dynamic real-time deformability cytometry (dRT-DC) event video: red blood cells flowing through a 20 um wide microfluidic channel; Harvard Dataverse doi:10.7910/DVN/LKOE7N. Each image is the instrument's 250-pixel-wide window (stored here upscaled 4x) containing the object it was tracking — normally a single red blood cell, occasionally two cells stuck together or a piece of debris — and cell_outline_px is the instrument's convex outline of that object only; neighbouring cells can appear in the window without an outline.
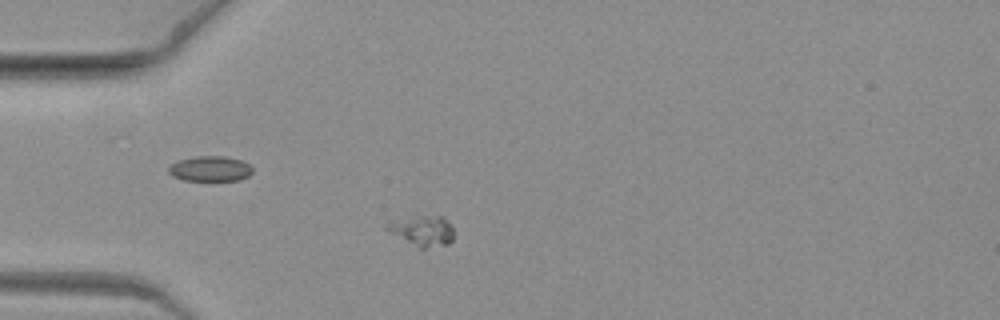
{"species": "common noctule bat (a hibernating species)", "species_latin": "Nyctalus noctula", "temperature_condition": "warm", "stored_images_in_passage": 4, "camera_frame_rate_fps": 3000, "um_per_image_px": 0.085, "animal": {"sex": "female", "body_mass_g": 19.3, "forearm_length_mm": 54.1}, "frame": {"image": 1, "passage_image": 2, "time_ms": 0.333, "image_size_px": [1000, 320], "cell_outline_px": [[452, 240], [448, 244], [424, 248], [420, 248], [388, 232], [384, 228], [384, 224], [420, 216], [444, 216], [452, 224]], "centroid_in_image_um": [35.93, 19.62], "position_along_channel_um": 49.1, "area_um2": 11.56}}
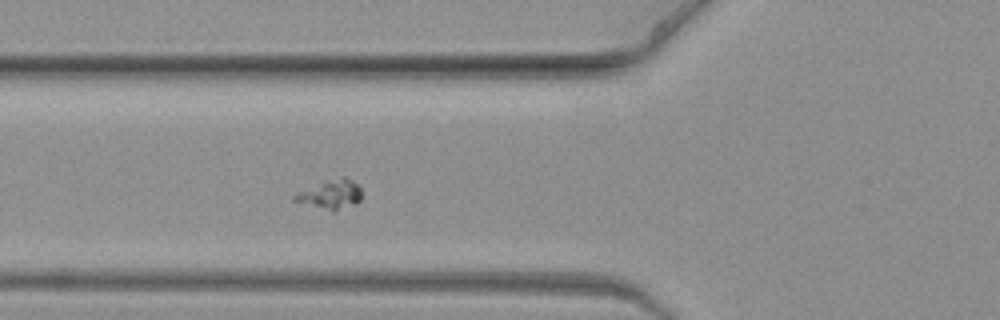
{"frame": {"image": 2, "passage_image": 4, "time_ms": 1.0, "image_size_px": [1000, 320], "cell_outline_px": [[360, 200], [356, 204], [336, 212], [332, 212], [292, 200], [292, 196], [300, 192], [320, 184], [344, 176], [356, 184], [360, 188]], "centroid_in_image_um": [28.13, 16.59], "position_along_channel_um": 97.7, "area_um2": 10.98}}